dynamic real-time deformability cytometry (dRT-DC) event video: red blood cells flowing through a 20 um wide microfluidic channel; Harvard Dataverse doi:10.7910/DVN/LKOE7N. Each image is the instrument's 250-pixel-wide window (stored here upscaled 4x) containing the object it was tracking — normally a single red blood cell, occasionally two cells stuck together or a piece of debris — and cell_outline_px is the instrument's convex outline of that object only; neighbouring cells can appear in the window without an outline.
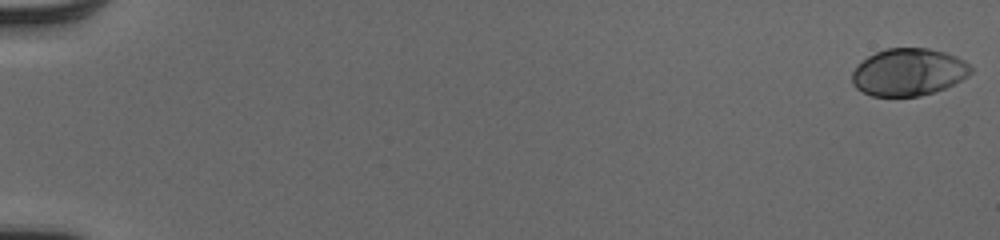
{"species": "human", "species_latin": "Homo sapiens", "temperature_condition": "cold", "stored_images_in_passage": 53, "camera_frame_rate_fps": 3000, "um_per_image_px": 0.085, "donor": {"sex": "male"}, "frame": {"image": 1, "passage_image": 1, "time_ms": 0.0, "image_size_px": [1000, 240], "cell_outline_px": [[972, 72], [968, 76], [944, 88], [920, 96], [872, 96], [856, 88], [852, 84], [852, 72], [868, 56], [884, 48], [928, 48], [944, 52], [956, 56], [964, 60], [972, 68]], "centroid_in_image_um": [77.22, 6.12], "position_along_channel_um": 7.8, "area_um2": 32.54}}
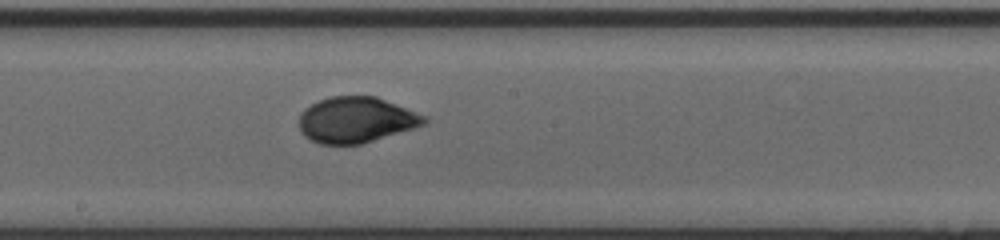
{"frame": {"image": 2, "passage_image": 31, "time_ms": 10.0, "image_size_px": [1000, 240], "cell_outline_px": [[428, 124], [360, 144], [320, 144], [304, 136], [300, 132], [300, 112], [304, 108], [328, 96], [376, 96], [428, 116]], "centroid_in_image_um": [30.29, 10.18], "position_along_channel_um": 217.9, "area_um2": 33.52}}
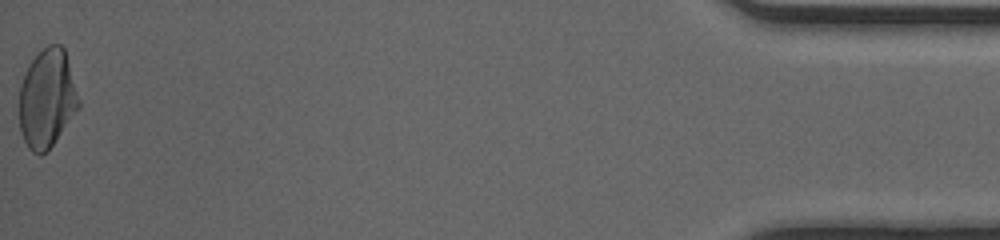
{"frame": {"image": 3, "passage_image": 53, "time_ms": 17.333, "image_size_px": [1000, 240], "cell_outline_px": [[80, 108], [52, 144], [40, 156], [32, 152], [28, 148], [20, 132], [20, 84], [28, 64], [48, 44], [60, 44], [64, 48], [80, 100]], "centroid_in_image_um": [4.0, 8.37], "position_along_channel_um": 431.2, "area_um2": 34.04}, "authors_computed_cell_mechanics": {"area_um2": 33.235, "velocity_mm_per_s": 4.0823, "shape_relaxation_time_tau1_ms": 5.486, "shape_relaxation_time_tau2_ms": null, "deformation_change_tau1": 0.1907, "deformation_change_tau2": null}}